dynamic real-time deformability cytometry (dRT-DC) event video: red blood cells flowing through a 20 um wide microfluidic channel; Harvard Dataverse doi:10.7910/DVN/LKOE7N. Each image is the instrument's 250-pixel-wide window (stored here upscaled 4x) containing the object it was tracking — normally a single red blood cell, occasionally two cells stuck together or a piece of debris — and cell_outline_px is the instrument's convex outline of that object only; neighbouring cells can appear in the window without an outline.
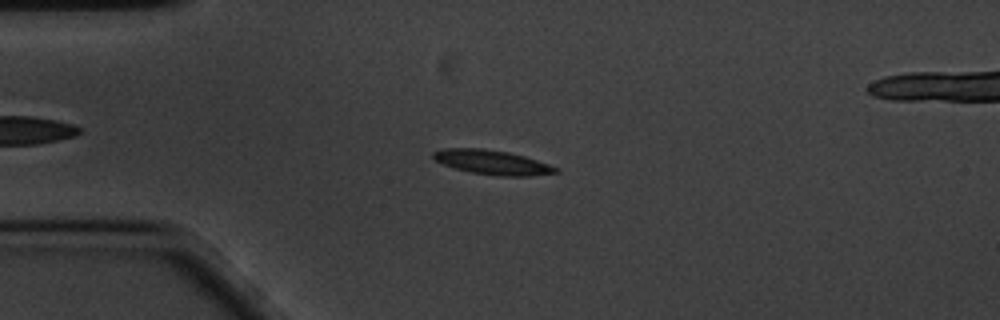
{"species": "common noctule bat (a hibernating species)", "species_latin": "Nyctalus noctula", "temperature_condition": "cold", "stored_images_in_passage": 54, "camera_frame_rate_fps": 3000, "um_per_image_px": 0.085, "animal": {"sex": "male", "body_mass_g": 20.1, "forearm_length_mm": 53.5}, "frame": {"image": 1, "passage_image": 8, "time_ms": 2.333, "image_size_px": [1000, 320], "cell_outline_px": [[560, 172], [532, 176], [496, 176], [472, 172], [452, 168], [436, 160], [432, 156], [432, 152], [444, 148], [484, 148], [508, 152], [524, 156], [560, 168]], "centroid_in_image_um": [41.86, 13.8], "position_along_channel_um": 43.1, "area_um2": 17.51}}
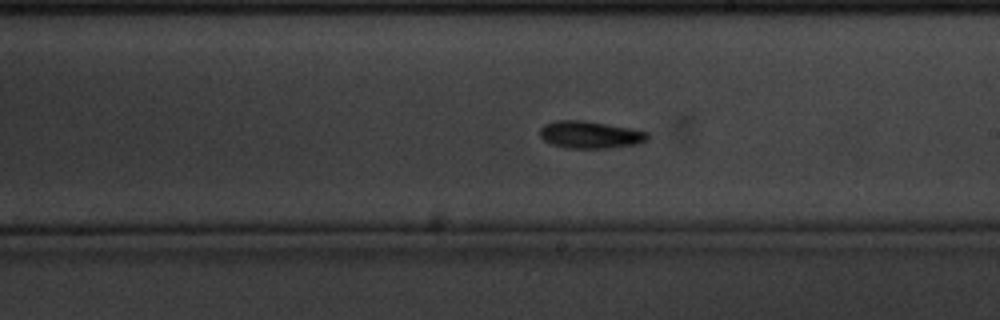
{"frame": {"image": 2, "passage_image": 27, "time_ms": 8.667, "image_size_px": [1000, 320], "cell_outline_px": [[648, 140], [640, 144], [612, 148], [564, 148], [552, 144], [544, 140], [540, 136], [540, 128], [544, 124], [556, 120], [584, 120], [628, 128], [648, 132]], "centroid_in_image_um": [50.16, 11.46], "position_along_channel_um": 238.8, "area_um2": 17.22}}
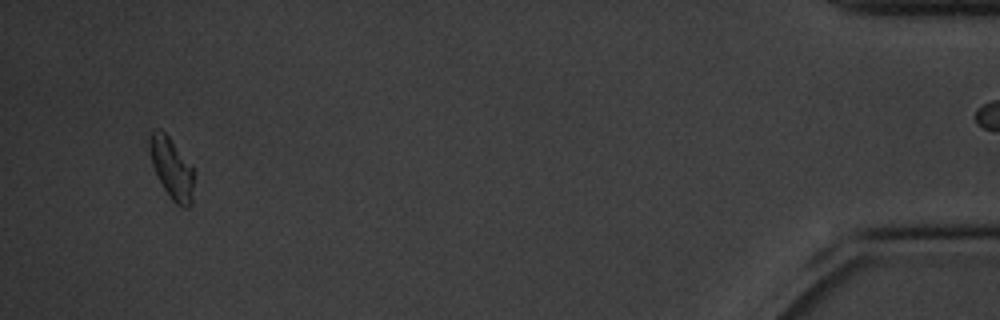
{"frame": {"image": 3, "passage_image": 50, "time_ms": 16.333, "image_size_px": [1000, 320], "cell_outline_px": [[192, 204], [188, 208], [184, 208], [176, 204], [172, 200], [164, 188], [152, 164], [148, 148], [148, 136], [156, 128], [160, 128], [168, 136], [192, 164]], "centroid_in_image_um": [14.57, 14.27], "position_along_channel_um": 420.6, "area_um2": 15.72}}